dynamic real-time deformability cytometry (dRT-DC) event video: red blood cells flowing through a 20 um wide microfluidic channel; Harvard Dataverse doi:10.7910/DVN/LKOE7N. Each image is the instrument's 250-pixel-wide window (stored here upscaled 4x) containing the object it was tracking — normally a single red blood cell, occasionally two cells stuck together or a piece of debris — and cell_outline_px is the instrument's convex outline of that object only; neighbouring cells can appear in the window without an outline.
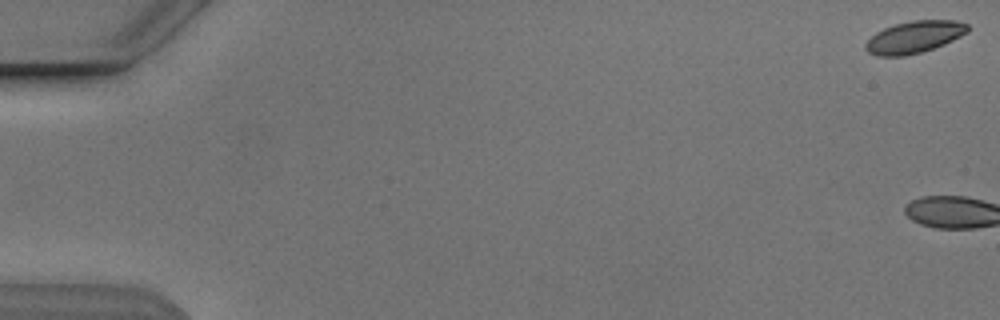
{"species": "Egyptian fruit bat (a non-hibernating species)", "species_latin": "Rousettus aegyptiacus", "temperature_condition": "cold", "stored_images_in_passage": 3, "camera_frame_rate_fps": 3000, "um_per_image_px": 0.085, "animal": {"sex": "male"}, "frame": {"image": 1, "passage_image": 1, "time_ms": 0.0, "image_size_px": [1000, 320], "cell_outline_px": [[968, 32], [944, 44], [920, 52], [904, 56], [876, 56], [868, 52], [864, 48], [864, 44], [876, 32], [884, 28], [896, 24], [912, 20], [956, 20], [968, 24]], "centroid_in_image_um": [77.69, 3.15], "position_along_channel_um": 7.3, "area_um2": 18.96}}